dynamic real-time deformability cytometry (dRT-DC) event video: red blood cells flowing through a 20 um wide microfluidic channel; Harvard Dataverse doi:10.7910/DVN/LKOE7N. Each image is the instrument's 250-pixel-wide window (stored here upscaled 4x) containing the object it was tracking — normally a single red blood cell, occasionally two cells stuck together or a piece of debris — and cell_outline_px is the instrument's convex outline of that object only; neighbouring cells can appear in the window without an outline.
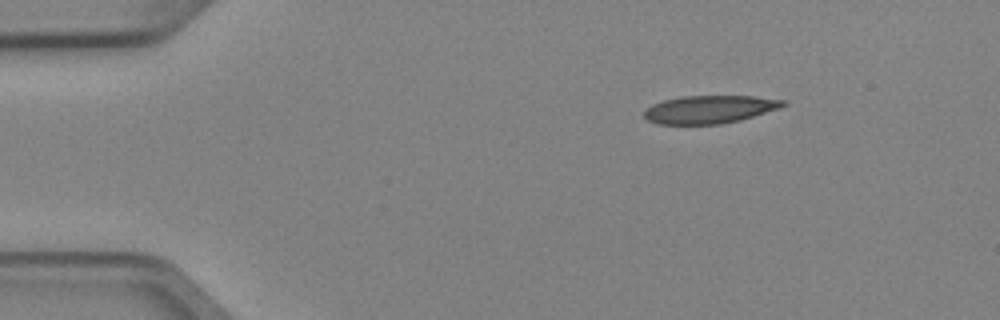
{"species": "Egyptian fruit bat (a non-hibernating species)", "species_latin": "Rousettus aegyptiacus", "temperature_condition": "cold", "stored_images_in_passage": 3, "camera_frame_rate_fps": 3000, "um_per_image_px": 0.085, "animal": {"sex": "female"}, "frame": {"image": 1, "passage_image": 1, "time_ms": 0.0, "image_size_px": [1000, 320], "cell_outline_px": [[788, 104], [780, 108], [740, 120], [720, 124], [656, 124], [648, 120], [644, 116], [644, 112], [652, 104], [664, 100], [680, 96], [752, 96], [788, 100]], "centroid_in_image_um": [60.34, 9.29], "position_along_channel_um": 24.7, "area_um2": 22.66}}